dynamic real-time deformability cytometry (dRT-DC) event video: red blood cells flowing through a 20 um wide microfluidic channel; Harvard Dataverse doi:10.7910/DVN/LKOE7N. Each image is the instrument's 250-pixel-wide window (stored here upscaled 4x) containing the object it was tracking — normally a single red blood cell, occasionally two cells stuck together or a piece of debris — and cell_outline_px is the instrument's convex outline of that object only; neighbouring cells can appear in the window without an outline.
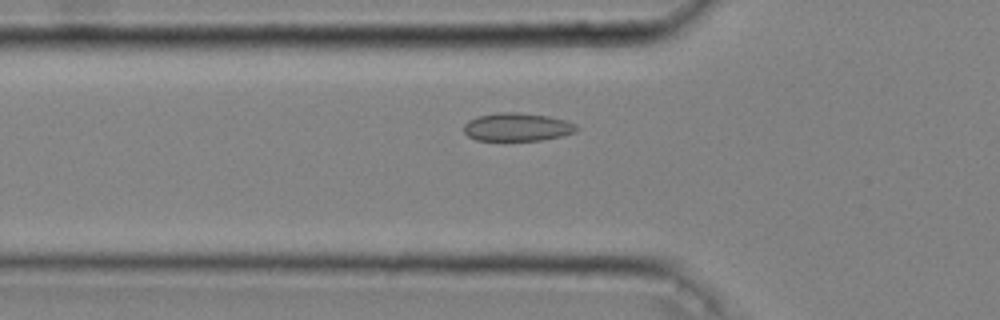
{"species": "common noctule bat (a hibernating species)", "species_latin": "Nyctalus noctula", "temperature_condition": "cold", "stored_images_in_passage": 31, "camera_frame_rate_fps": 3000, "um_per_image_px": 0.085, "animal": {"sex": "male", "body_mass_g": 20.4}, "frame": {"image": 1, "passage_image": 5, "time_ms": 1.333, "image_size_px": [1000, 320], "cell_outline_px": [[580, 128], [576, 132], [560, 136], [540, 140], [476, 140], [468, 136], [464, 132], [464, 124], [468, 120], [480, 116], [496, 112], [516, 112], [548, 116], [568, 120], [576, 124]], "centroid_in_image_um": [43.99, 10.79], "position_along_channel_um": 81.8, "area_um2": 18.55}}
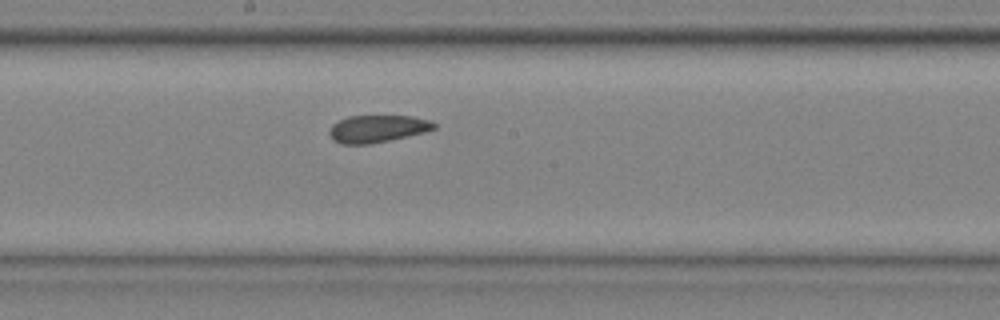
{"frame": {"image": 2, "passage_image": 15, "time_ms": 4.667, "image_size_px": [1000, 320], "cell_outline_px": [[436, 128], [424, 132], [388, 140], [368, 144], [340, 144], [332, 140], [328, 132], [332, 124], [348, 116], [412, 116], [432, 120], [436, 124]], "centroid_in_image_um": [32.06, 10.94], "position_along_channel_um": 216.1, "area_um2": 16.65}}
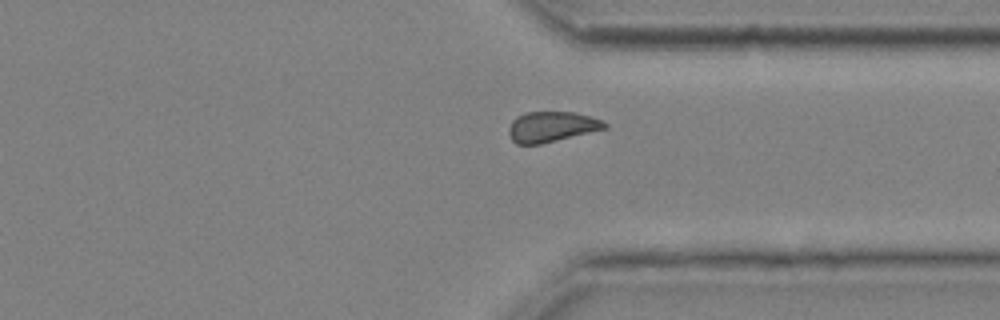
{"frame": {"image": 3, "passage_image": 26, "time_ms": 8.333, "image_size_px": [1000, 320], "cell_outline_px": [[608, 128], [540, 144], [516, 144], [512, 140], [508, 132], [508, 128], [512, 120], [516, 116], [528, 112], [576, 112], [600, 120], [608, 124]], "centroid_in_image_um": [46.86, 10.77], "position_along_channel_um": 364.5, "area_um2": 16.94}, "authors_computed_cell_mechanics": {"area_um2": 17.3978, "velocity_mm_per_s": 4.0273, "shape_relaxation_time_tau1_ms": null, "shape_relaxation_time_tau2_ms": 1.0258, "deformation_change_tau1": null, "deformation_change_tau2": 0.0454}}